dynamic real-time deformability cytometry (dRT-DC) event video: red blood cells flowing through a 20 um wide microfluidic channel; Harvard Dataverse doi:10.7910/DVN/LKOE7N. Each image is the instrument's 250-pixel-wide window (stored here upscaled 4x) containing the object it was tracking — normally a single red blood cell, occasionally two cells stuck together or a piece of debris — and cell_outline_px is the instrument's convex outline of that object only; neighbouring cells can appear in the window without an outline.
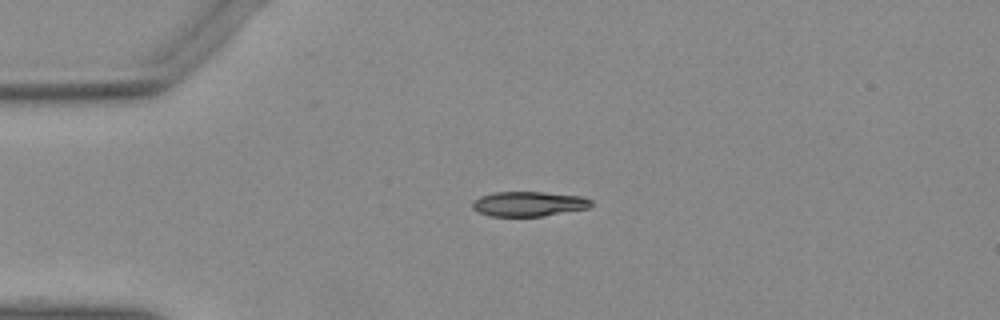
{"species": "Egyptian fruit bat (a non-hibernating species)", "species_latin": "Rousettus aegyptiacus", "temperature_condition": "warm", "stored_images_in_passage": 41, "camera_frame_rate_fps": 3000, "um_per_image_px": 0.085, "animal": {"sex": "female"}, "frame": {"image": 1, "passage_image": 1, "time_ms": 0.0, "image_size_px": [1000, 320], "cell_outline_px": [[592, 204], [588, 208], [540, 216], [492, 216], [480, 212], [472, 208], [472, 200], [480, 196], [492, 192], [544, 192], [584, 196], [592, 200]], "centroid_in_image_um": [44.93, 17.31], "position_along_channel_um": 40.1, "area_um2": 17.17}}
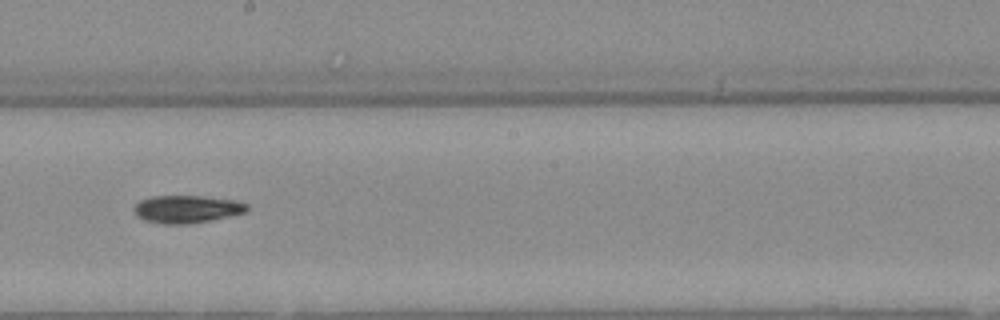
{"frame": {"image": 2, "passage_image": 18, "time_ms": 5.667, "image_size_px": [1000, 320], "cell_outline_px": [[248, 208], [244, 212], [212, 220], [188, 224], [164, 224], [144, 220], [136, 216], [132, 208], [140, 200], [152, 196], [200, 196], [236, 200], [248, 204]], "centroid_in_image_um": [15.84, 17.77], "position_along_channel_um": 232.4, "area_um2": 18.21}}
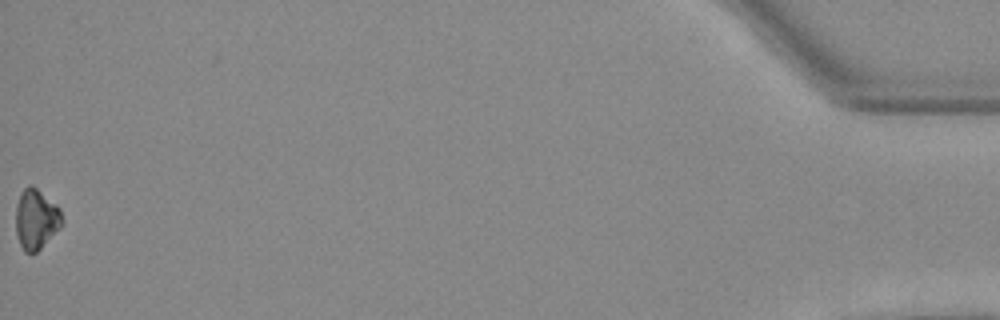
{"frame": {"image": 3, "passage_image": 41, "time_ms": 13.333, "image_size_px": [1000, 320], "cell_outline_px": [[64, 224], [36, 252], [24, 252], [20, 244], [16, 232], [16, 204], [24, 188], [28, 184], [32, 184], [56, 204], [60, 208], [64, 220]], "centroid_in_image_um": [3.09, 18.61], "position_along_channel_um": 432.1, "area_um2": 16.24}}